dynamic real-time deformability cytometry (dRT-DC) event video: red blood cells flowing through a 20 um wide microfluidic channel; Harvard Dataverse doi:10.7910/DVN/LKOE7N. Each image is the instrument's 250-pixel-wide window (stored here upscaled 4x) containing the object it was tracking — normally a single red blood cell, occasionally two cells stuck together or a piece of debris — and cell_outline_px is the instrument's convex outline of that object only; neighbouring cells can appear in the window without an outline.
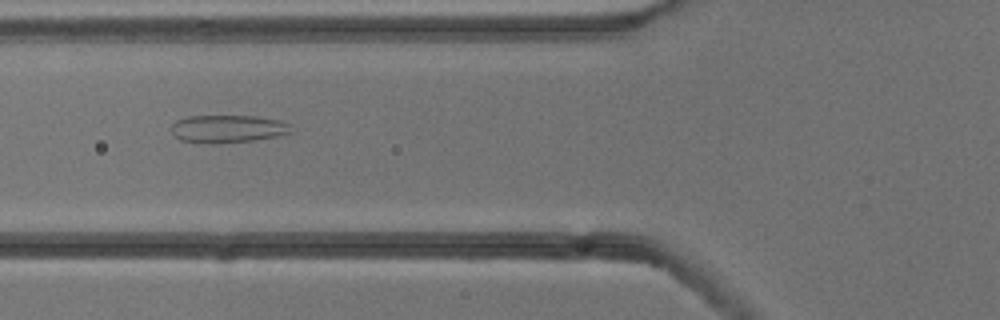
{"species": "common noctule bat (a hibernating species)", "species_latin": "Nyctalus noctula", "temperature_condition": "cold", "stored_images_in_passage": 48, "camera_frame_rate_fps": 3000, "um_per_image_px": 0.085, "animal": {"sex": "male", "body_mass_g": 13.3}, "frame": {"image": 1, "passage_image": 15, "time_ms": 4.667, "image_size_px": [1000, 320], "cell_outline_px": [[288, 132], [280, 136], [256, 140], [216, 144], [200, 144], [180, 140], [172, 132], [172, 124], [176, 120], [188, 116], [256, 116], [280, 120], [288, 124]], "centroid_in_image_um": [19.3, 10.96], "position_along_channel_um": 106.5, "area_um2": 19.48}}
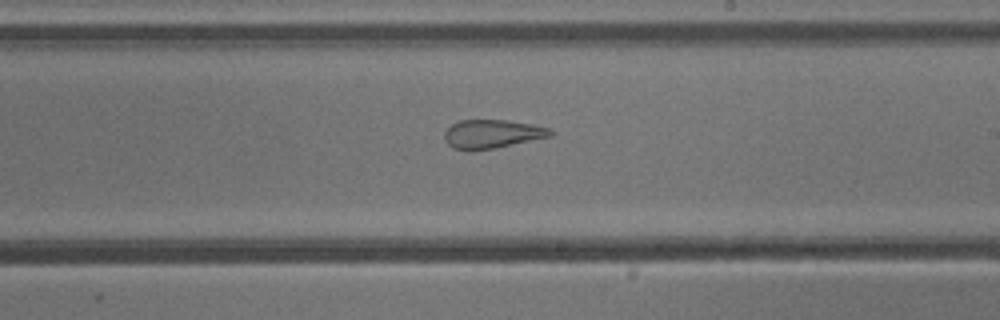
{"frame": {"image": 2, "passage_image": 26, "time_ms": 8.333, "image_size_px": [1000, 320], "cell_outline_px": [[556, 132], [552, 136], [496, 148], [472, 152], [468, 152], [452, 148], [448, 144], [444, 136], [444, 132], [452, 124], [460, 120], [508, 120], [532, 124], [552, 128]], "centroid_in_image_um": [41.85, 11.4], "position_along_channel_um": 247.1, "area_um2": 18.15}}
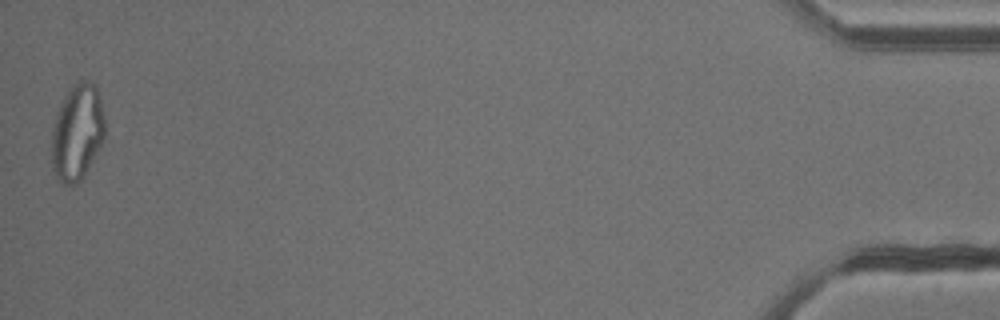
{"frame": {"image": 3, "passage_image": 48, "time_ms": 15.667, "image_size_px": [1000, 320], "cell_outline_px": [[104, 136], [84, 176], [76, 184], [64, 184], [60, 180], [52, 168], [52, 128], [60, 104], [68, 88], [72, 84], [80, 80], [88, 80], [96, 84], [100, 100], [104, 120]], "centroid_in_image_um": [6.55, 11.2], "position_along_channel_um": 428.7, "area_um2": 29.54}, "authors_computed_cell_mechanics": {"area_um2": 24.7384, "velocity_mm_per_s": 3.8289, "shape_relaxation_time_tau1_ms": null, "shape_relaxation_time_tau2_ms": 1.0358, "deformation_change_tau1": null, "deformation_change_tau2": 0.0948}}